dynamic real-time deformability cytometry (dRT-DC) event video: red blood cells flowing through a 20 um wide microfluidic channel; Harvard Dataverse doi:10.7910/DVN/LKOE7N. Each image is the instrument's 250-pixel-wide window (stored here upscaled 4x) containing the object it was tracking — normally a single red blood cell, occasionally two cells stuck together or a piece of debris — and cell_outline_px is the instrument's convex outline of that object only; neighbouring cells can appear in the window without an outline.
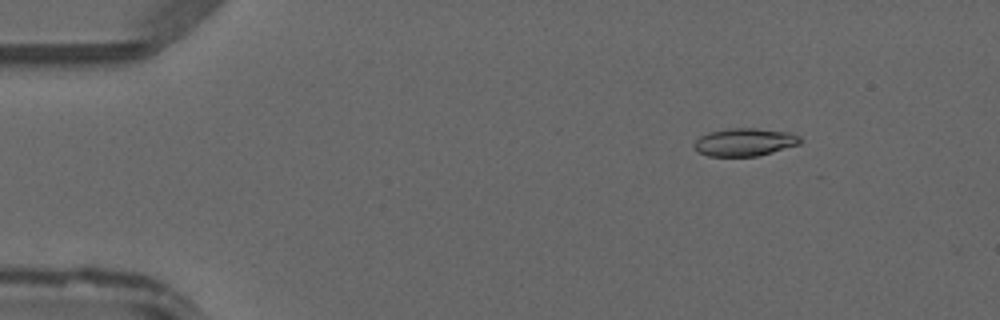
{"species": "common noctule bat (a hibernating species)", "species_latin": "Nyctalus noctula", "temperature_condition": "warm", "stored_images_in_passage": 45, "camera_frame_rate_fps": 3000, "um_per_image_px": 0.085, "animal": {"sex": "male", "forearm_length_mm": 52.5}, "frame": {"image": 1, "passage_image": 4, "time_ms": 1.0, "image_size_px": [1000, 320], "cell_outline_px": [[804, 140], [800, 144], [772, 152], [756, 156], [708, 156], [700, 152], [692, 144], [700, 136], [708, 132], [728, 128], [756, 128], [792, 132], [800, 136]], "centroid_in_image_um": [63.34, 12.06], "position_along_channel_um": 21.7, "area_um2": 17.34}}
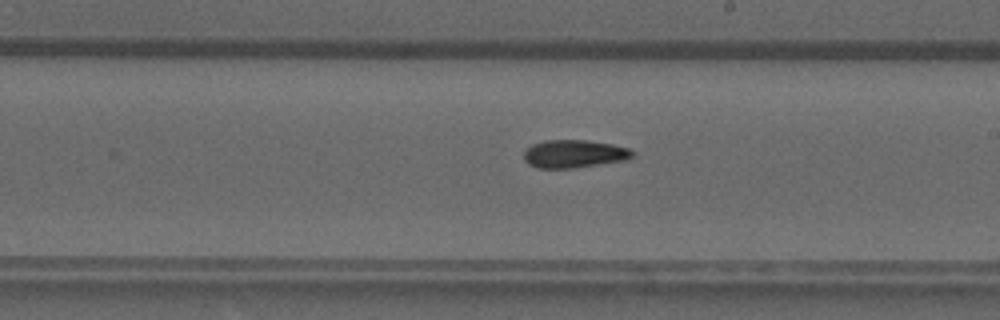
{"frame": {"image": 2, "passage_image": 25, "time_ms": 8.0, "image_size_px": [1000, 320], "cell_outline_px": [[636, 152], [628, 160], [572, 168], [536, 168], [528, 164], [524, 160], [524, 152], [532, 144], [544, 140], [584, 140], [612, 144], [632, 148]], "centroid_in_image_um": [48.83, 13.07], "position_along_channel_um": 240.2, "area_um2": 17.86}}
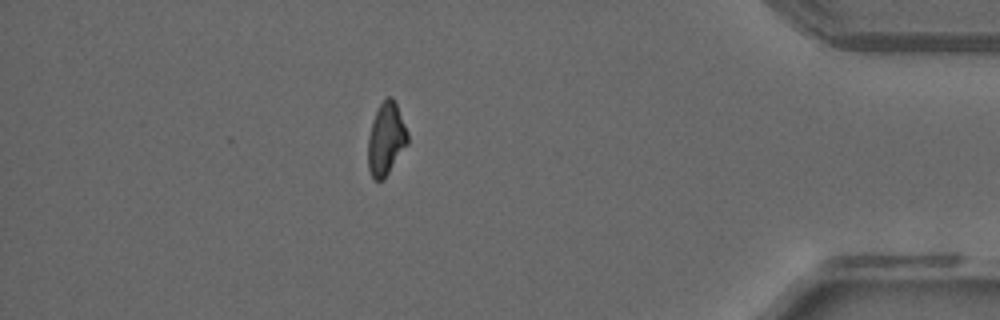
{"frame": {"image": 3, "passage_image": 39, "time_ms": 12.667, "image_size_px": [1000, 320], "cell_outline_px": [[408, 144], [384, 180], [376, 180], [372, 176], [368, 168], [368, 136], [372, 120], [380, 104], [388, 96], [392, 96], [396, 104], [408, 132]], "centroid_in_image_um": [32.82, 11.83], "position_along_channel_um": 402.4, "area_um2": 16.76}}